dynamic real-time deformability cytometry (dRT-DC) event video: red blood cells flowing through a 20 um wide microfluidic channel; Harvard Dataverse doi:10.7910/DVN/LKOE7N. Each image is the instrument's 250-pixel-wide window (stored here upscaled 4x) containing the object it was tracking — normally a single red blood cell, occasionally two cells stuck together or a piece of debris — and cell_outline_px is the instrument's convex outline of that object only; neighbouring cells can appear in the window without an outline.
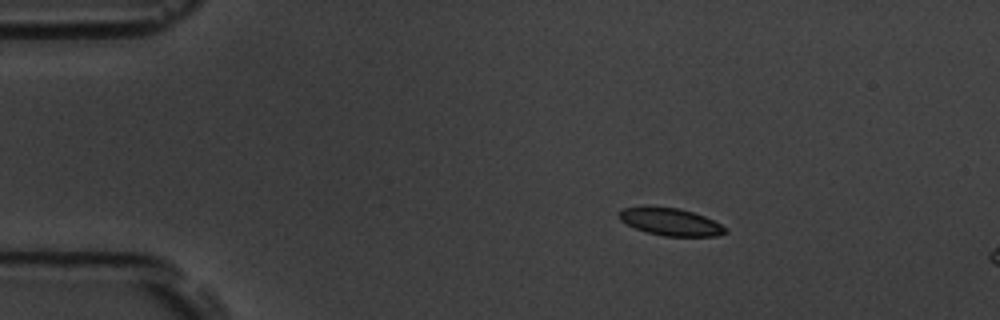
{"species": "common noctule bat (a hibernating species)", "species_latin": "Nyctalus noctula", "temperature_condition": "room temperature", "stored_images_in_passage": 16, "camera_frame_rate_fps": 3000, "um_per_image_px": 0.085, "animal": {"sex": "male", "body_mass_g": 19.5, "forearm_length_mm": 54.6}, "frame": {"image": 1, "passage_image": 10, "time_ms": 3.0, "image_size_px": [1000, 320], "cell_outline_px": [[728, 232], [716, 236], [664, 236], [648, 232], [636, 228], [620, 220], [616, 216], [616, 212], [624, 208], [644, 204], [680, 208], [704, 216], [728, 228]], "centroid_in_image_um": [56.93, 18.81], "position_along_channel_um": 28.1, "area_um2": 17.4}}